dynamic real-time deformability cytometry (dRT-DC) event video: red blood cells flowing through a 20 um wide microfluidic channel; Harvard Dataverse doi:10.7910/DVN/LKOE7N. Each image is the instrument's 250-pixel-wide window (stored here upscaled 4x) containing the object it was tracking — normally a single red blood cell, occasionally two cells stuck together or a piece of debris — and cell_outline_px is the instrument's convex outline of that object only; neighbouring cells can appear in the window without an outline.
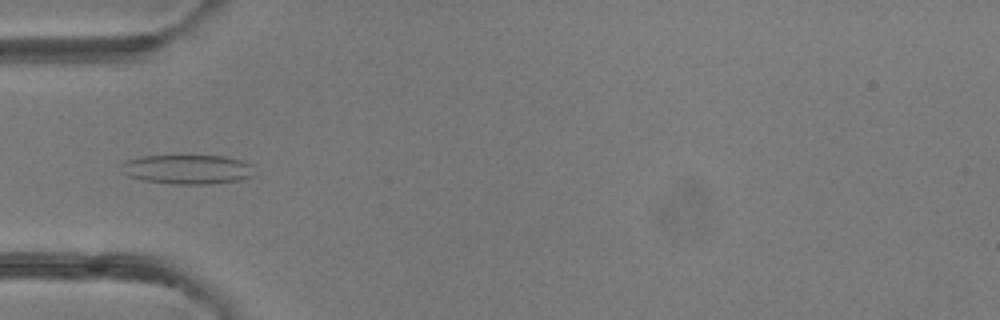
{"species": "common noctule bat (a hibernating species)", "species_latin": "Nyctalus noctula", "temperature_condition": "room temperature", "stored_images_in_passage": 4, "camera_frame_rate_fps": 3000, "um_per_image_px": 0.085, "animal": {"sex": "female"}, "frame": {"image": 1, "passage_image": 4, "time_ms": 1.0, "image_size_px": [1000, 320], "cell_outline_px": [[252, 176], [240, 180], [212, 184], [172, 184], [144, 180], [128, 176], [120, 172], [120, 164], [128, 160], [144, 156], [224, 156], [240, 160], [252, 164]], "centroid_in_image_um": [15.91, 14.4], "position_along_channel_um": 69.1, "area_um2": 22.77}}